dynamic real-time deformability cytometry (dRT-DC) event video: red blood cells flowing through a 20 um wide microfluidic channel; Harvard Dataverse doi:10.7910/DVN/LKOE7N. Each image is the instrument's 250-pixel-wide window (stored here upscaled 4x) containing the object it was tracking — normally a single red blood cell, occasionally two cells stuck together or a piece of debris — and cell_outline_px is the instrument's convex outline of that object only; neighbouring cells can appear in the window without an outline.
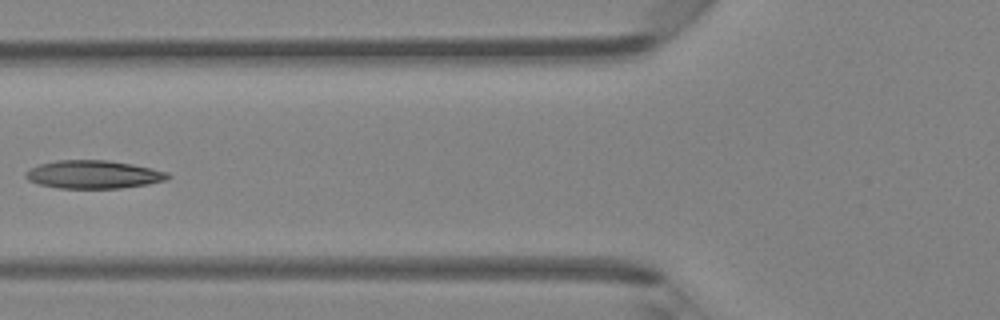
{"species": "Egyptian fruit bat (a non-hibernating species)", "species_latin": "Rousettus aegyptiacus", "temperature_condition": "room temperature", "stored_images_in_passage": 6, "camera_frame_rate_fps": 3000, "um_per_image_px": 0.085, "animal": {"sex": "female"}, "frame": {"image": 1, "passage_image": 6, "time_ms": 1.667, "image_size_px": [1000, 320], "cell_outline_px": [[172, 176], [164, 180], [148, 184], [120, 188], [60, 188], [40, 184], [28, 180], [24, 176], [24, 172], [28, 168], [40, 164], [56, 160], [108, 160], [132, 164], [152, 168], [168, 172]], "centroid_in_image_um": [7.92, 14.82], "position_along_channel_um": 117.9, "area_um2": 23.35}}